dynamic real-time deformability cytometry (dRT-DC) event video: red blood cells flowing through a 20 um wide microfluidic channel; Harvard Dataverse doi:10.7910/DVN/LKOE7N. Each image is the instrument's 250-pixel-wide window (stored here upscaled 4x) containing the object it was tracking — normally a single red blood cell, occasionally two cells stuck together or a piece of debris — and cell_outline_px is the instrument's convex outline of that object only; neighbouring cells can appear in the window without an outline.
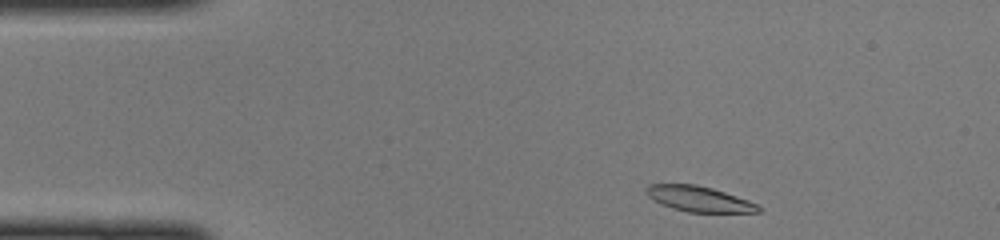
{"species": "common noctule bat (a hibernating species)", "species_latin": "Nyctalus noctula", "temperature_condition": "cold", "stored_images_in_passage": 41, "camera_frame_rate_fps": 3000, "um_per_image_px": 0.085, "animal": {"sex": "female", "body_mass_g": 22.0, "forearm_length_mm": 56.7}, "frame": {"image": 1, "passage_image": 1, "time_ms": 0.0, "image_size_px": [1000, 240], "cell_outline_px": [[760, 212], [688, 212], [672, 208], [648, 196], [644, 188], [648, 184], [696, 184], [712, 188], [748, 200], [756, 204], [760, 208]], "centroid_in_image_um": [59.4, 16.9], "position_along_channel_um": 25.6, "area_um2": 16.36}}
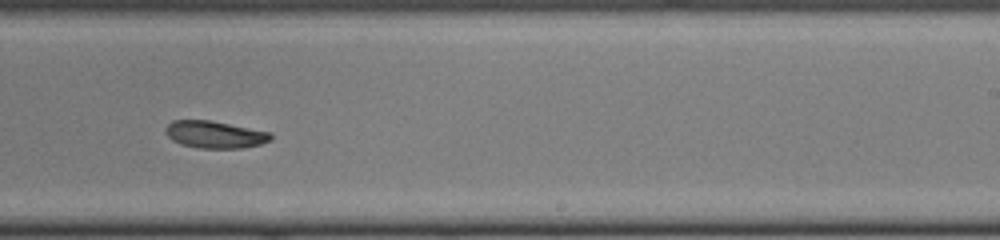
{"frame": {"image": 2, "passage_image": 23, "time_ms": 7.333, "image_size_px": [1000, 240], "cell_outline_px": [[272, 140], [260, 144], [244, 148], [200, 148], [180, 144], [172, 140], [164, 132], [164, 128], [172, 120], [208, 120], [272, 132]], "centroid_in_image_um": [18.26, 11.44], "position_along_channel_um": 270.7, "area_um2": 16.76}}
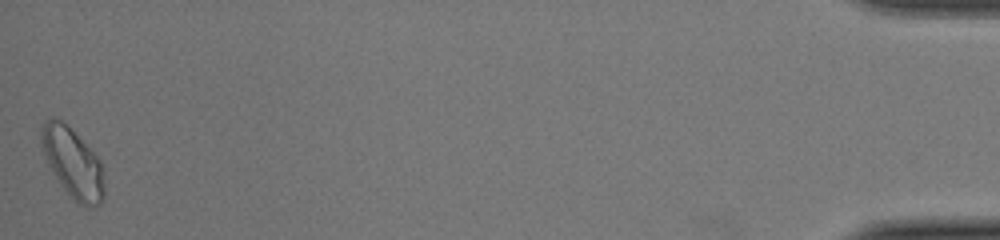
{"frame": {"image": 3, "passage_image": 41, "time_ms": 13.333, "image_size_px": [1000, 240], "cell_outline_px": [[104, 196], [100, 204], [92, 208], [88, 208], [80, 204], [64, 188], [56, 176], [44, 152], [40, 140], [40, 132], [44, 120], [52, 116], [60, 120], [100, 160], [104, 168]], "centroid_in_image_um": [6.21, 13.87], "position_along_channel_um": 429.0, "area_um2": 24.74}}